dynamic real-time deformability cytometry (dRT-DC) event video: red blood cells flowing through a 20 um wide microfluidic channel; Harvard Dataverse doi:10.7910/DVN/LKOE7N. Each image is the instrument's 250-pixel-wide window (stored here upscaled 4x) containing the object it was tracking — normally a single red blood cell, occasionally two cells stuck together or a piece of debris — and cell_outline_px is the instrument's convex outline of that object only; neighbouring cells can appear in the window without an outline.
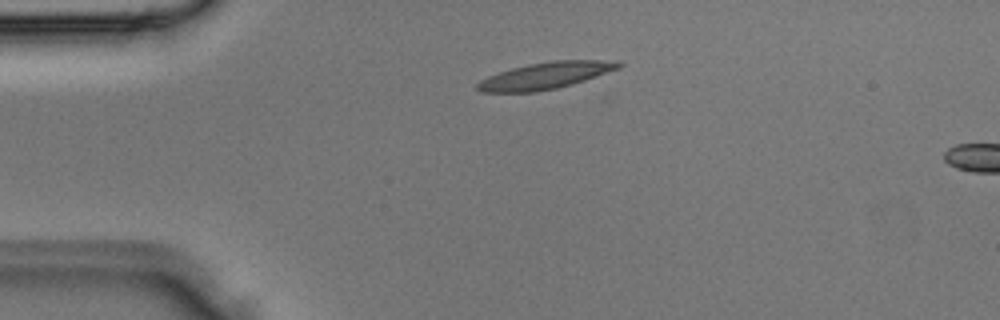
{"species": "Egyptian fruit bat (a non-hibernating species)", "species_latin": "Rousettus aegyptiacus", "temperature_condition": "room temperature", "stored_images_in_passage": 3, "camera_frame_rate_fps": 3000, "um_per_image_px": 0.085, "animal": {"sex": "male"}, "frame": {"image": 1, "passage_image": 2, "time_ms": 0.333, "image_size_px": [1000, 320], "cell_outline_px": [[624, 64], [620, 68], [572, 84], [556, 88], [536, 92], [480, 92], [476, 88], [476, 84], [480, 80], [488, 76], [512, 68], [528, 64], [552, 60], [620, 60]], "centroid_in_image_um": [46.39, 6.42], "position_along_channel_um": 38.6, "area_um2": 22.02}}